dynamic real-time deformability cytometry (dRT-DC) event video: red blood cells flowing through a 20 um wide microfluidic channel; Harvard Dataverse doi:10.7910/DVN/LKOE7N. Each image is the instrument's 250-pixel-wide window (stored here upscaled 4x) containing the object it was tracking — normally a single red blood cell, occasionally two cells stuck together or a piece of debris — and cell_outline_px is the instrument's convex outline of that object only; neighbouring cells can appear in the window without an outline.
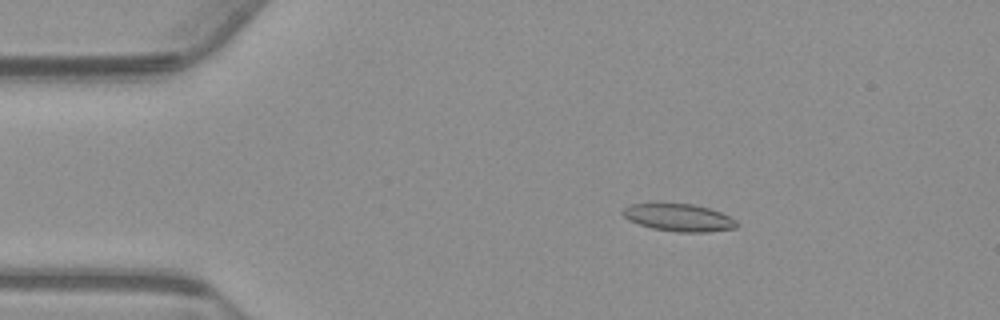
{"species": "common noctule bat (a hibernating species)", "species_latin": "Nyctalus noctula", "temperature_condition": "warm", "stored_images_in_passage": 56, "camera_frame_rate_fps": 3000, "um_per_image_px": 0.085, "animal": {"sex": "male", "body_mass_g": 23.1, "forearm_length_mm": 52.7}, "frame": {"image": 1, "passage_image": 10, "time_ms": 3.0, "image_size_px": [1000, 320], "cell_outline_px": [[740, 224], [736, 228], [708, 232], [676, 232], [652, 228], [628, 220], [620, 212], [624, 208], [632, 204], [660, 200], [692, 204], [708, 208], [720, 212], [736, 220]], "centroid_in_image_um": [57.65, 18.45], "position_along_channel_um": 27.3, "area_um2": 18.96}}
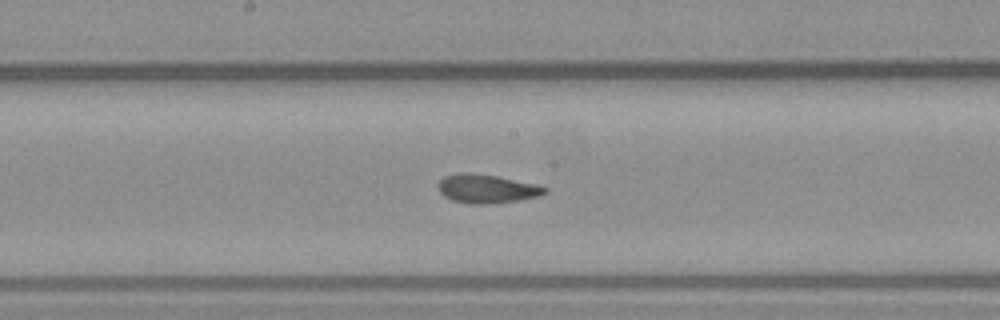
{"frame": {"image": 2, "passage_image": 29, "time_ms": 9.333, "image_size_px": [1000, 320], "cell_outline_px": [[548, 192], [540, 196], [496, 204], [468, 204], [452, 200], [444, 196], [440, 192], [436, 184], [444, 176], [456, 172], [468, 172], [496, 176], [536, 184], [548, 188]], "centroid_in_image_um": [41.35, 16.04], "position_along_channel_um": 206.8, "area_um2": 18.15}}
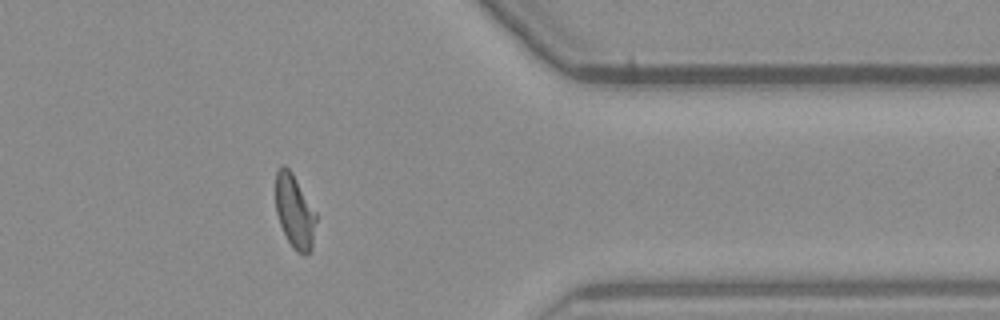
{"frame": {"image": 3, "passage_image": 45, "time_ms": 14.667, "image_size_px": [1000, 320], "cell_outline_px": [[316, 220], [312, 248], [308, 252], [296, 252], [292, 248], [280, 224], [276, 212], [276, 172], [280, 164], [284, 164], [292, 172], [316, 212]], "centroid_in_image_um": [25.03, 17.94], "position_along_channel_um": 386.4, "area_um2": 17.22}, "authors_computed_cell_mechanics": {"area_um2": 17.9758, "velocity_mm_per_s": 3.7316, "shape_relaxation_time_tau1_ms": 7.7706, "shape_relaxation_time_tau2_ms": 1.5609, "deformation_change_tau1": 0.2094, "deformation_change_tau2": 0.0672}}